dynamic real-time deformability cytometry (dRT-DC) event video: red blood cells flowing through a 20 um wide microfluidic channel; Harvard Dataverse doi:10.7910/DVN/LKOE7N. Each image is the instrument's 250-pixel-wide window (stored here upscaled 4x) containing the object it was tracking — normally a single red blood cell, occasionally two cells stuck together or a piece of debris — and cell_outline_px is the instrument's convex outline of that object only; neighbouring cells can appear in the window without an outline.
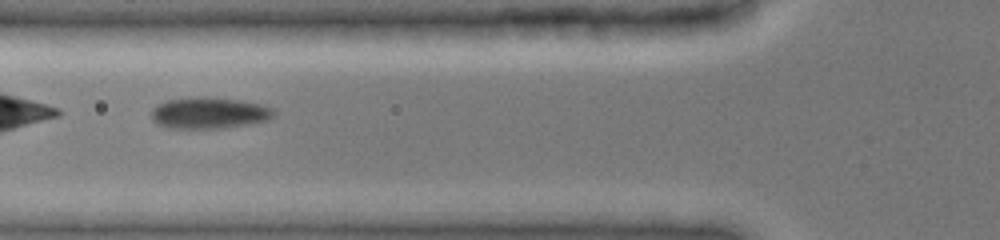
{"species": "common noctule bat (a hibernating species)", "species_latin": "Nyctalus noctula", "temperature_condition": "cold", "stored_images_in_passage": 4, "camera_frame_rate_fps": 3000, "um_per_image_px": 0.085, "animal": {"sex": "female", "body_mass_g": 19.0, "forearm_length_mm": 51.5}, "frame": {"image": 1, "passage_image": 3, "time_ms": 1.667, "image_size_px": [1000, 240], "cell_outline_px": [[276, 116], [268, 120], [252, 124], [224, 128], [168, 128], [156, 124], [152, 120], [152, 108], [168, 100], [188, 96], [204, 96], [236, 100], [260, 104], [272, 108], [276, 112]], "centroid_in_image_um": [17.79, 9.6], "position_along_channel_um": 108.0, "area_um2": 22.66}}